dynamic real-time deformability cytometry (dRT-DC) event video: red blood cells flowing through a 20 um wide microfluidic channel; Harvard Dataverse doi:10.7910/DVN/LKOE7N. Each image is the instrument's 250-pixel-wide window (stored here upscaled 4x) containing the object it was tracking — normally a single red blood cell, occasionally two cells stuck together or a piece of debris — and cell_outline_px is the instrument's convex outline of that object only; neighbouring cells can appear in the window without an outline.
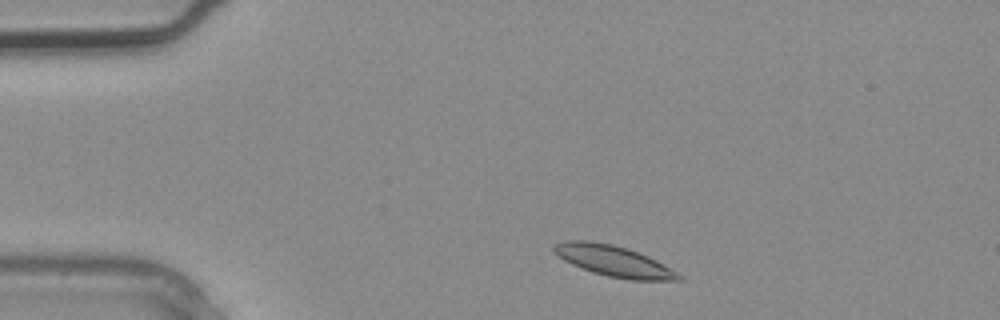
{"species": "common noctule bat (a hibernating species)", "species_latin": "Nyctalus noctula", "temperature_condition": "warm", "stored_images_in_passage": 3, "segment_of_instrument_passage": [2, 2], "camera_frame_rate_fps": 3000, "um_per_image_px": 0.085, "animal": {"sex": "male", "body_mass_g": 20.4}, "frame": {"image": 1, "passage_image": 3, "time_ms": 0.667, "image_size_px": [1000, 320], "cell_outline_px": [[684, 280], [632, 280], [608, 276], [592, 272], [580, 268], [564, 260], [552, 248], [556, 244], [564, 240], [592, 240], [612, 244], [628, 248], [648, 256], [656, 260], [684, 276]], "centroid_in_image_um": [52.19, 22.18], "position_along_channel_um": 32.8, "area_um2": 22.43}}